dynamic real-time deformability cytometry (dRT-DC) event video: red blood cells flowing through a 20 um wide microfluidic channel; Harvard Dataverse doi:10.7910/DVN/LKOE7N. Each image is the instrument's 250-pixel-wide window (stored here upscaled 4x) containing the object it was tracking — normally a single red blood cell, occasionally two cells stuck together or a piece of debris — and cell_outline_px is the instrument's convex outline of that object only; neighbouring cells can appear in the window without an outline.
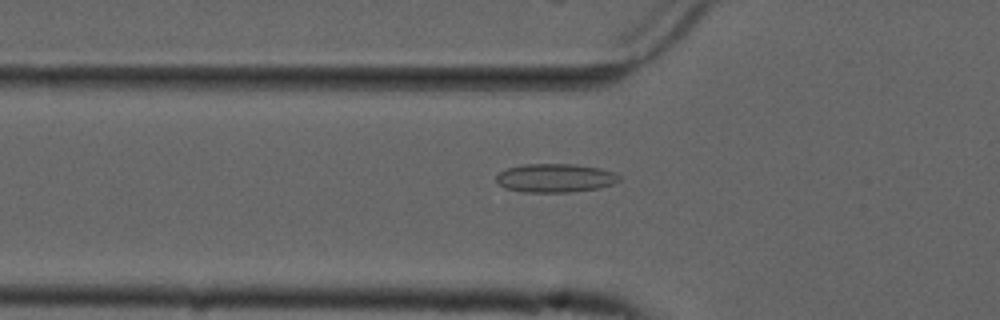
{"species": "common noctule bat (a hibernating species)", "species_latin": "Nyctalus noctula", "temperature_condition": "cold", "stored_images_in_passage": 55, "camera_frame_rate_fps": 3000, "um_per_image_px": 0.085, "animal": {"sex": "male", "forearm_length_mm": 52.5}, "frame": {"image": 1, "passage_image": 19, "time_ms": 6.0, "image_size_px": [1000, 320], "cell_outline_px": [[620, 180], [612, 184], [600, 188], [572, 192], [524, 192], [504, 188], [496, 180], [496, 176], [500, 172], [508, 168], [524, 164], [572, 164], [600, 168], [616, 172], [620, 176]], "centroid_in_image_um": [47.22, 15.13], "position_along_channel_um": 78.6, "area_um2": 20.58}}
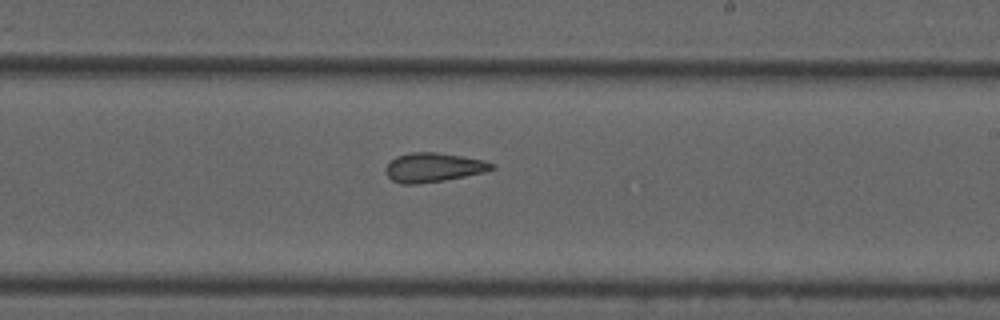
{"frame": {"image": 2, "passage_image": 33, "time_ms": 10.667, "image_size_px": [1000, 320], "cell_outline_px": [[496, 168], [484, 172], [444, 180], [416, 184], [400, 184], [392, 180], [384, 172], [384, 168], [396, 156], [412, 152], [436, 152], [484, 160], [496, 164]], "centroid_in_image_um": [36.83, 14.23], "position_along_channel_um": 252.2, "area_um2": 18.03}}
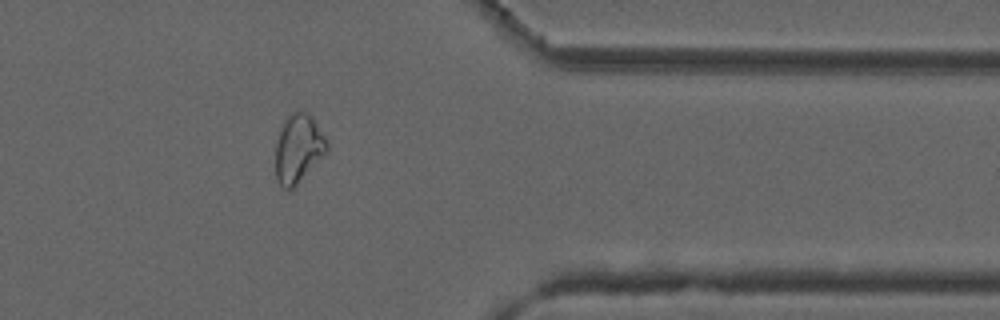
{"frame": {"image": 3, "passage_image": 45, "time_ms": 14.667, "image_size_px": [1000, 320], "cell_outline_px": [[328, 152], [288, 192], [276, 180], [276, 144], [284, 120], [292, 112], [308, 112], [312, 116], [328, 140]], "centroid_in_image_um": [25.38, 12.62], "position_along_channel_um": 386.0, "area_um2": 20.46}, "authors_computed_cell_mechanics": {"area_um2": 20.5768, "velocity_mm_per_s": 3.7097, "shape_relaxation_time_tau1_ms": null, "shape_relaxation_time_tau2_ms": 3.6241, "deformation_change_tau1": null, "deformation_change_tau2": 0.1123}}